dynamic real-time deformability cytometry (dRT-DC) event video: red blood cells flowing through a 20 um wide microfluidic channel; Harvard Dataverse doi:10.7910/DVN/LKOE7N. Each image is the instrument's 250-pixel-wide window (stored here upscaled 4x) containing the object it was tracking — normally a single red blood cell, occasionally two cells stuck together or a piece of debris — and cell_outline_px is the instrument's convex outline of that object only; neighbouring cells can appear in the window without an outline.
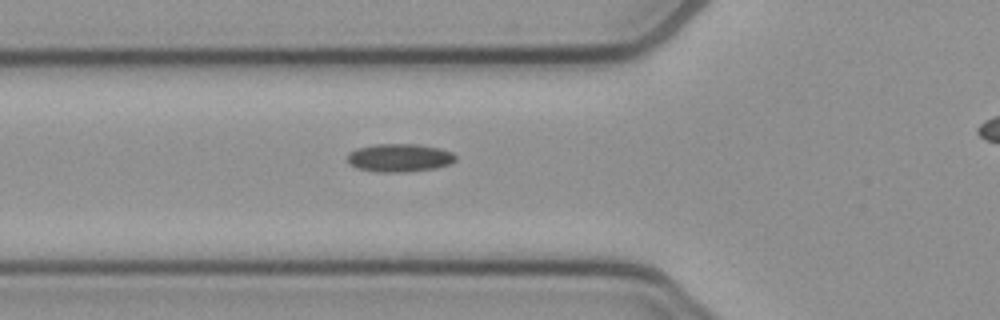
{"species": "common noctule bat (a hibernating species)", "species_latin": "Nyctalus noctula", "temperature_condition": "cold", "stored_images_in_passage": 29, "camera_frame_rate_fps": 3000, "um_per_image_px": 0.085, "animal": {"sex": "female", "body_mass_g": 21.9}, "frame": {"image": 1, "passage_image": 2, "time_ms": 0.333, "image_size_px": [1000, 320], "cell_outline_px": [[456, 160], [452, 164], [436, 168], [404, 172], [376, 172], [356, 168], [348, 164], [348, 152], [356, 148], [376, 144], [412, 144], [440, 148], [452, 152], [456, 156]], "centroid_in_image_um": [33.94, 13.42], "position_along_channel_um": 91.9, "area_um2": 17.92}}
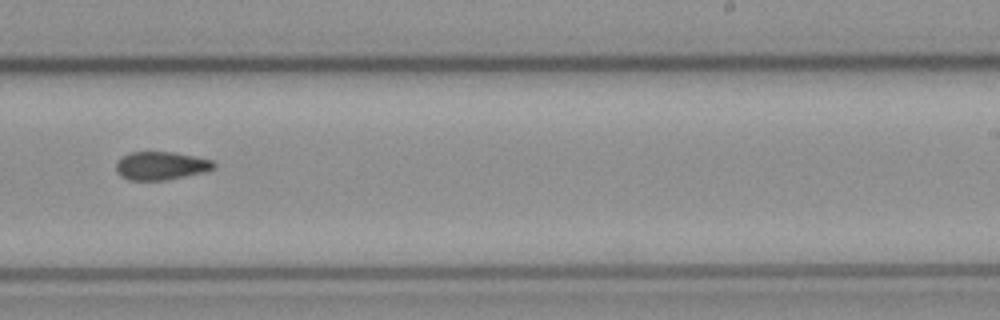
{"frame": {"image": 2, "passage_image": 16, "time_ms": 5.0, "image_size_px": [1000, 320], "cell_outline_px": [[216, 168], [204, 172], [168, 180], [128, 180], [120, 176], [116, 172], [116, 164], [124, 156], [132, 152], [172, 152], [196, 156], [212, 160], [216, 164]], "centroid_in_image_um": [13.72, 14.1], "position_along_channel_um": 275.3, "area_um2": 16.13}}
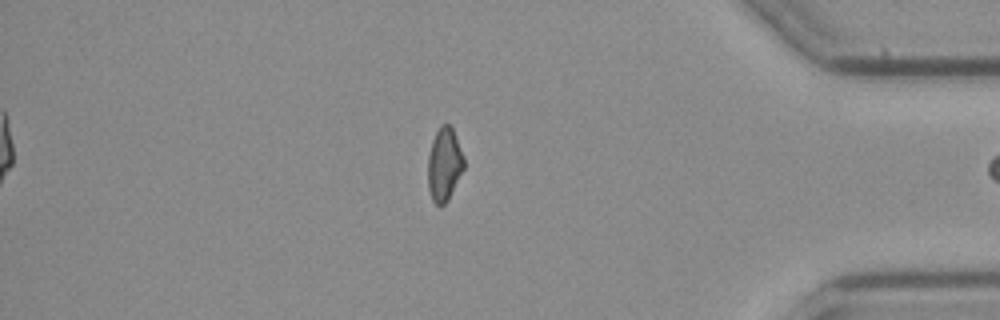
{"frame": {"image": 3, "passage_image": 28, "time_ms": 9.0, "image_size_px": [1000, 320], "cell_outline_px": [[464, 168], [448, 200], [440, 208], [432, 200], [428, 188], [428, 156], [432, 140], [440, 124], [452, 124], [464, 156]], "centroid_in_image_um": [37.77, 13.95], "position_along_channel_um": 397.4, "area_um2": 15.66}}